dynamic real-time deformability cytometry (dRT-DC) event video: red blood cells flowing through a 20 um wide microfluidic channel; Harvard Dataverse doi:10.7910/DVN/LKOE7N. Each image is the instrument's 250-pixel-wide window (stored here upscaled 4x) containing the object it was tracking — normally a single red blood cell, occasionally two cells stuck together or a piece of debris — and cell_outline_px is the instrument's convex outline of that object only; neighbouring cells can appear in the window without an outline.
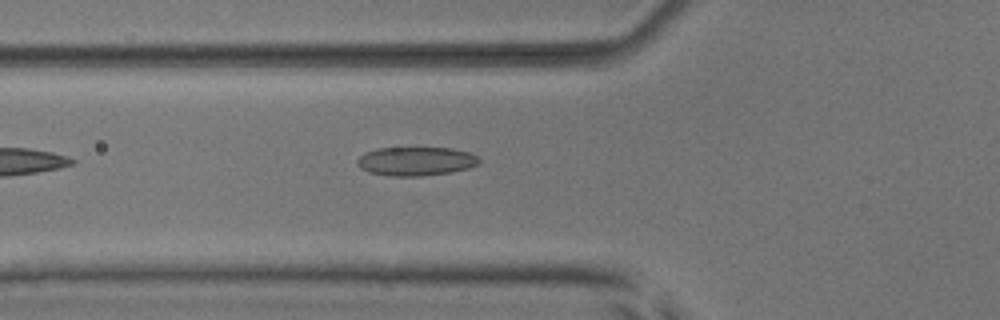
{"species": "common noctule bat (a hibernating species)", "species_latin": "Nyctalus noctula", "temperature_condition": "room temperature", "stored_images_in_passage": 2, "camera_frame_rate_fps": 3000, "um_per_image_px": 0.085, "animal": {"sex": "male", "body_mass_g": 17.9, "forearm_length_mm": 54.2}, "frame": {"image": 1, "passage_image": 2, "time_ms": 1.333, "image_size_px": [1000, 320], "cell_outline_px": [[480, 160], [476, 164], [468, 168], [452, 172], [420, 176], [388, 176], [368, 172], [360, 168], [356, 164], [356, 160], [364, 152], [376, 148], [452, 148], [468, 152], [476, 156]], "centroid_in_image_um": [35.29, 13.71], "position_along_channel_um": 90.5, "area_um2": 20.52}}